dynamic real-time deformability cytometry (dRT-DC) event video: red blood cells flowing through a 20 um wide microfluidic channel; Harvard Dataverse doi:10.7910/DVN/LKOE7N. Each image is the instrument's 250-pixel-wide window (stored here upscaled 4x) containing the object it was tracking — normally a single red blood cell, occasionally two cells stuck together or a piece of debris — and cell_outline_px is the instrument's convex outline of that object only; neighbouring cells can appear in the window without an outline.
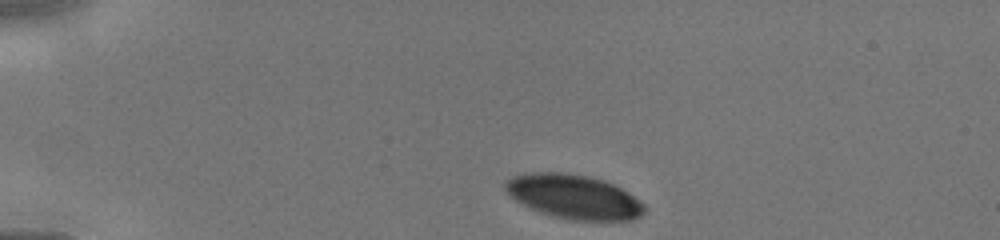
{"species": "human", "species_latin": "Homo sapiens", "temperature_condition": "cold", "stored_images_in_passage": 9, "camera_frame_rate_fps": 3000, "um_per_image_px": 0.085, "donor": {"sex": "male"}, "frame": {"image": 1, "passage_image": 1, "time_ms": 0.0, "image_size_px": [1000, 240], "cell_outline_px": [[644, 212], [640, 216], [632, 220], [568, 220], [552, 216], [532, 208], [516, 200], [504, 188], [504, 184], [512, 176], [532, 172], [564, 172], [588, 176], [604, 180], [628, 192], [644, 204]], "centroid_in_image_um": [48.78, 16.71], "position_along_channel_um": 36.2, "area_um2": 35.55}}
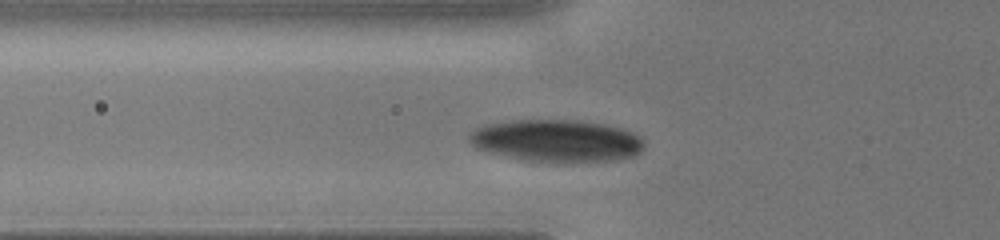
{"frame": {"image": 2, "passage_image": 8, "time_ms": 2.333, "image_size_px": [1000, 240], "cell_outline_px": [[644, 144], [640, 152], [632, 156], [608, 160], [532, 160], [508, 156], [476, 148], [468, 140], [468, 132], [484, 124], [512, 120], [580, 120], [604, 124], [624, 128], [640, 136], [644, 140]], "centroid_in_image_um": [47.3, 11.91], "position_along_channel_um": 78.5, "area_um2": 42.25}}